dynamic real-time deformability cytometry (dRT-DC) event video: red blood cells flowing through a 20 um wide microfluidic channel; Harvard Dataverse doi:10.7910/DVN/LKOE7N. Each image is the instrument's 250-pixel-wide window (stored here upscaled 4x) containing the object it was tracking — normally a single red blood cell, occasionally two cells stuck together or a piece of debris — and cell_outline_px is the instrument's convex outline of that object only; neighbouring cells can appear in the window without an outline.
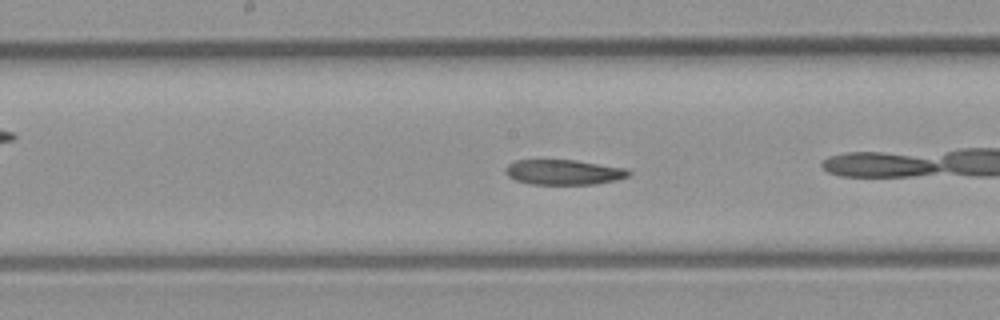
{"species": "common noctule bat (a hibernating species)", "species_latin": "Nyctalus noctula", "temperature_condition": "room temperature", "stored_images_in_passage": 23, "camera_frame_rate_fps": 3000, "um_per_image_px": 0.085, "animal": {"sex": "male", "body_mass_g": 23.1, "forearm_length_mm": 52.7}, "frame": {"image": 1, "passage_image": 14, "time_ms": 4.333, "image_size_px": [1000, 320], "cell_outline_px": [[632, 172], [628, 176], [616, 180], [596, 184], [528, 184], [516, 180], [508, 176], [504, 172], [504, 168], [508, 164], [516, 160], [576, 160], [624, 168]], "centroid_in_image_um": [47.88, 14.63], "position_along_channel_um": 200.3, "area_um2": 18.03}}